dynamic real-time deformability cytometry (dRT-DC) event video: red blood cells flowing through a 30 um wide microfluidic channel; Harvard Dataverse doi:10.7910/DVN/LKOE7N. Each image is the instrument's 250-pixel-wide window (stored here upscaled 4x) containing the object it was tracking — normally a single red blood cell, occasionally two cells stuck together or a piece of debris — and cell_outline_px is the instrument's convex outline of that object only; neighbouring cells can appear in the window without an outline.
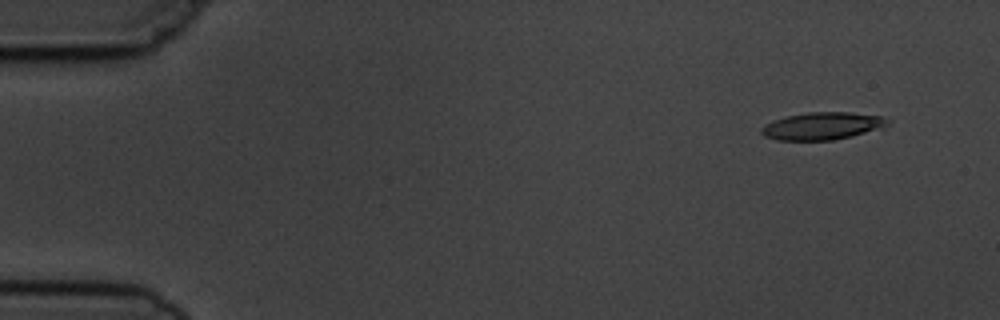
{"species": "common noctule bat (a hibernating species)", "species_latin": "Nyctalus noctula", "temperature_condition": "cold", "stored_images_in_passage": 6, "camera_frame_rate_fps": 3000, "um_per_image_px": 0.085, "animal": {"sex": "male", "body_mass_g": 19.5, "forearm_length_mm": 54.6}, "frame": {"image": 1, "passage_image": 2, "time_ms": 1.333, "image_size_px": [1000, 320], "cell_outline_px": [[892, 120], [888, 124], [852, 136], [832, 140], [776, 140], [764, 136], [760, 132], [760, 128], [764, 124], [772, 120], [784, 116], [808, 112], [848, 112], [880, 116]], "centroid_in_image_um": [69.8, 10.7], "position_along_channel_um": 15.2, "area_um2": 20.11}}
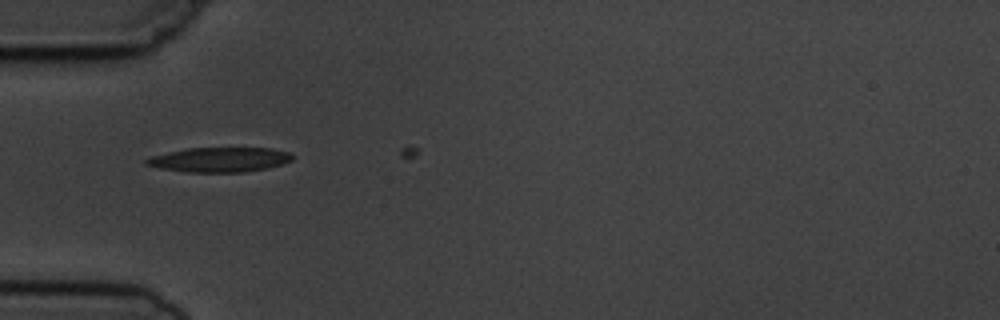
{"frame": {"image": 2, "passage_image": 5, "time_ms": 5.667, "image_size_px": [1000, 320], "cell_outline_px": [[292, 160], [284, 164], [244, 172], [188, 172], [160, 168], [144, 164], [144, 160], [152, 156], [168, 152], [188, 148], [272, 148], [288, 152], [292, 156]], "centroid_in_image_um": [18.66, 13.57], "position_along_channel_um": 66.3, "area_um2": 20.87}}